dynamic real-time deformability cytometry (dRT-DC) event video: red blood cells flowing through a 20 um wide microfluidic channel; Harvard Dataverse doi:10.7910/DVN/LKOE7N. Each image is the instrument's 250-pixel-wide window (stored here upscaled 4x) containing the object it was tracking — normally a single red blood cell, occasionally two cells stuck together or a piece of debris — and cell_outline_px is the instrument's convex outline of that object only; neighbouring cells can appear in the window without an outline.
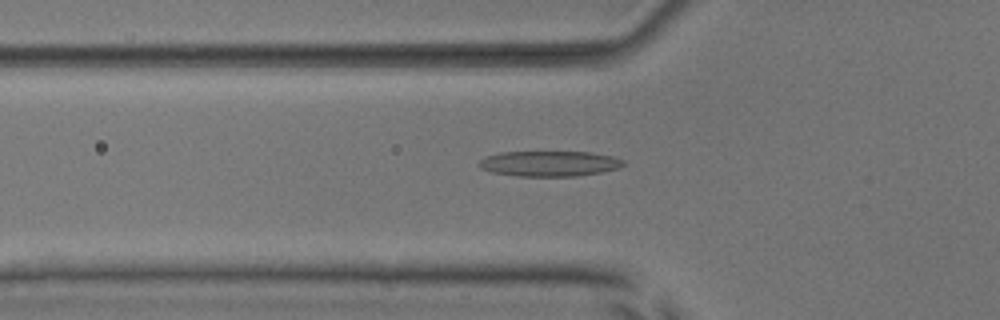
{"species": "common noctule bat (a hibernating species)", "species_latin": "Nyctalus noctula", "temperature_condition": "room temperature", "stored_images_in_passage": 22, "camera_frame_rate_fps": 3000, "um_per_image_px": 0.085, "animal": {"sex": "male", "body_mass_g": 17.9, "forearm_length_mm": 54.2}, "frame": {"image": 1, "passage_image": 7, "time_ms": 2.0, "image_size_px": [1000, 320], "cell_outline_px": [[624, 164], [620, 168], [600, 172], [576, 176], [516, 176], [492, 172], [480, 168], [476, 164], [480, 160], [488, 156], [500, 152], [592, 152], [612, 156], [624, 160]], "centroid_in_image_um": [46.69, 13.9], "position_along_channel_um": 79.1, "area_um2": 21.39}}
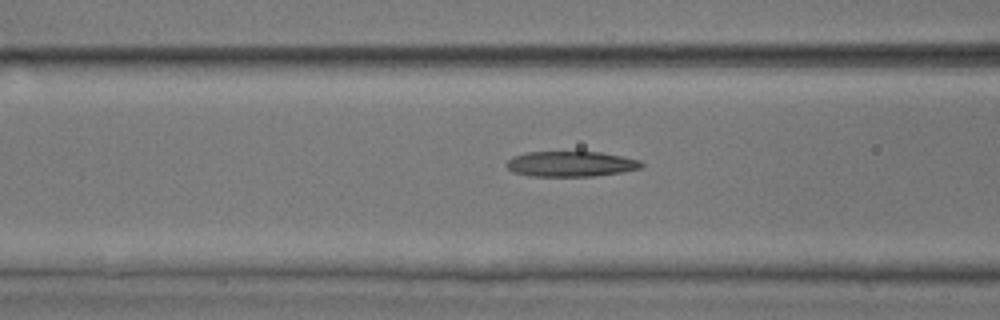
{"frame": {"image": 2, "passage_image": 10, "time_ms": 3.0, "image_size_px": [1000, 320], "cell_outline_px": [[644, 164], [640, 168], [620, 172], [592, 176], [528, 176], [512, 172], [504, 164], [512, 156], [528, 152], [600, 152], [640, 160]], "centroid_in_image_um": [48.46, 13.93], "position_along_channel_um": 118.1, "area_um2": 19.88}}
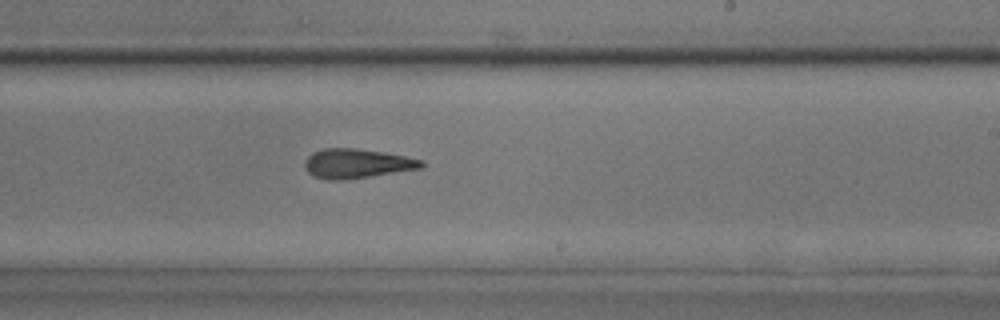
{"frame": {"image": 3, "passage_image": 21, "time_ms": 6.667, "image_size_px": [1000, 320], "cell_outline_px": [[424, 168], [340, 180], [328, 180], [312, 176], [304, 168], [304, 160], [312, 152], [324, 148], [356, 148], [384, 152], [424, 160]], "centroid_in_image_um": [30.31, 13.89], "position_along_channel_um": 258.7, "area_um2": 20.06}}